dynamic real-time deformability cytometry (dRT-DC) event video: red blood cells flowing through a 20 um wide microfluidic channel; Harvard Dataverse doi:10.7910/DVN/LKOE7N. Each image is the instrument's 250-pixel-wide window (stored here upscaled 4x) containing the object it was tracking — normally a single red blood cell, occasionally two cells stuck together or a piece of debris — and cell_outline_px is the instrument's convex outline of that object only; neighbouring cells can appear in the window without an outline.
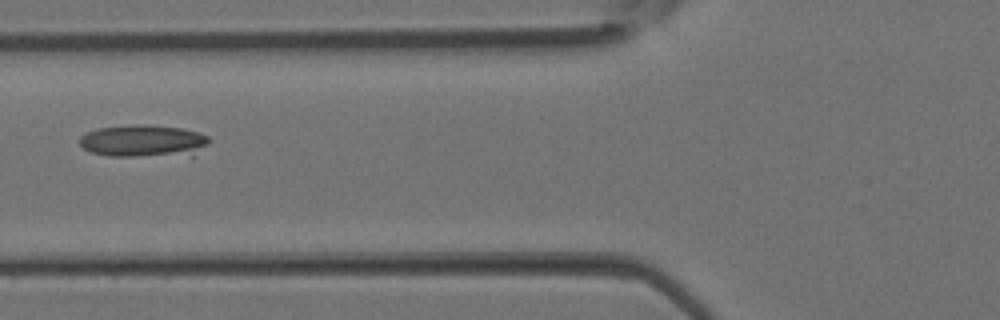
{"species": "Egyptian fruit bat (a non-hibernating species)", "species_latin": "Rousettus aegyptiacus", "temperature_condition": "room temperature", "stored_images_in_passage": 3, "camera_frame_rate_fps": 3000, "um_per_image_px": 0.085, "animal": {"sex": "female"}, "frame": {"image": 1, "passage_image": 3, "time_ms": 0.667, "image_size_px": [1000, 320], "cell_outline_px": [[208, 144], [192, 156], [108, 156], [92, 152], [84, 148], [80, 144], [80, 136], [96, 128], [136, 124], [144, 124], [180, 128], [200, 132], [208, 136]], "centroid_in_image_um": [12.21, 11.99], "position_along_channel_um": 113.6, "area_um2": 24.57}}